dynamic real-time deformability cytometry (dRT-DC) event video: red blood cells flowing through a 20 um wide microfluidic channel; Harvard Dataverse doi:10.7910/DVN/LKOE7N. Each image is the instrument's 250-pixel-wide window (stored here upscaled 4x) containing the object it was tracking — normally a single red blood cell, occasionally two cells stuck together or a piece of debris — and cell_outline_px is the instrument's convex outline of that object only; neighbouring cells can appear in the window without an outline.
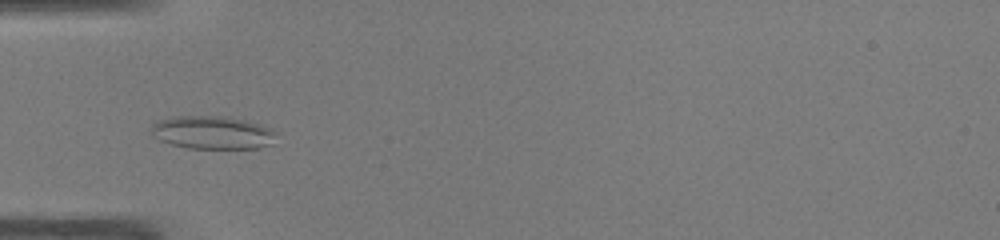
{"species": "common noctule bat (a hibernating species)", "species_latin": "Nyctalus noctula", "temperature_condition": "warm", "stored_images_in_passage": 43, "camera_frame_rate_fps": 3000, "um_per_image_px": 0.085, "animal": {"sex": "male", "body_mass_g": 19.0, "forearm_length_mm": 50.8}, "frame": {"image": 1, "passage_image": 11, "time_ms": 3.333, "image_size_px": [1000, 240], "cell_outline_px": [[276, 132], [272, 144], [260, 148], [188, 148], [172, 144], [160, 140], [152, 136], [152, 124], [156, 120], [176, 116], [228, 116], [248, 120], [272, 128]], "centroid_in_image_um": [18.08, 11.25], "position_along_channel_um": 66.9, "area_um2": 24.33}}
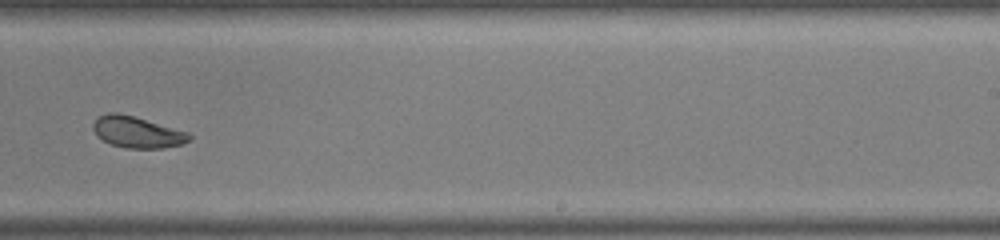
{"frame": {"image": 2, "passage_image": 26, "time_ms": 8.333, "image_size_px": [1000, 240], "cell_outline_px": [[192, 140], [180, 144], [164, 148], [124, 148], [112, 144], [96, 136], [92, 128], [92, 124], [100, 116], [108, 112], [116, 112], [132, 116], [188, 132], [192, 136]], "centroid_in_image_um": [11.65, 11.24], "position_along_channel_um": 277.4, "area_um2": 17.4}}
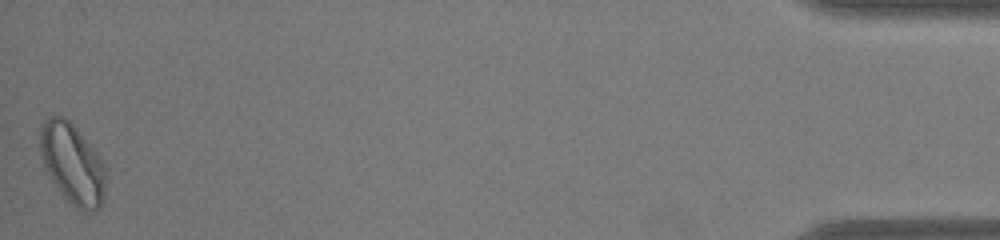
{"frame": {"image": 3, "passage_image": 43, "time_ms": 14.0, "image_size_px": [1000, 240], "cell_outline_px": [[104, 184], [100, 208], [88, 212], [72, 204], [64, 196], [52, 180], [44, 164], [40, 148], [40, 128], [44, 120], [52, 116], [60, 116], [68, 120], [76, 128], [100, 160], [104, 168]], "centroid_in_image_um": [6.11, 13.9], "position_along_channel_um": 429.1, "area_um2": 29.42}, "authors_computed_cell_mechanics": {"area_um2": 20.5768, "velocity_mm_per_s": 4.2333, "shape_relaxation_time_tau1_ms": null, "shape_relaxation_time_tau2_ms": 4.7941, "deformation_change_tau1": null, "deformation_change_tau2": 0.1086}}